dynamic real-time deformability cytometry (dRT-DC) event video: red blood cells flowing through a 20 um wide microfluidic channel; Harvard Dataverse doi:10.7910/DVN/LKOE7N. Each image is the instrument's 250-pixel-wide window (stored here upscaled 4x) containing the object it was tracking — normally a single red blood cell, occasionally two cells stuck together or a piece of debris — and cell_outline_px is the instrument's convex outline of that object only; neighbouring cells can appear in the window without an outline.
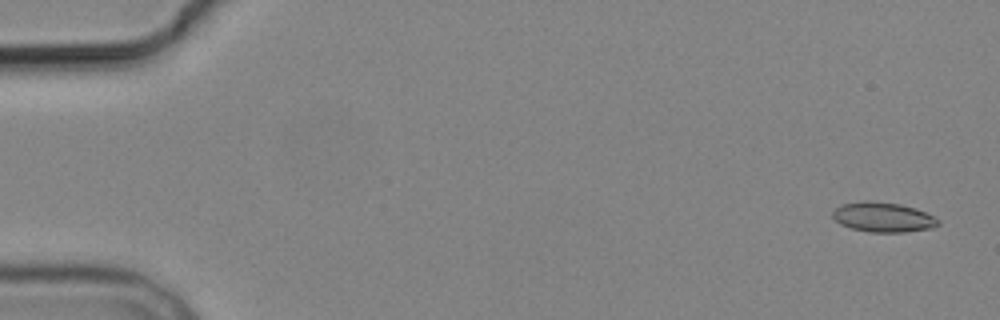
{"species": "common noctule bat (a hibernating species)", "species_latin": "Nyctalus noctula", "temperature_condition": "cold", "stored_images_in_passage": 5, "camera_frame_rate_fps": 3000, "um_per_image_px": 0.085, "animal": {"sex": "male", "body_mass_g": 19.2, "forearm_length_mm": 51.8}, "frame": {"image": 1, "passage_image": 1, "time_ms": 0.0, "image_size_px": [1000, 320], "cell_outline_px": [[940, 224], [932, 228], [904, 232], [868, 232], [852, 228], [840, 224], [832, 216], [832, 212], [840, 204], [900, 204], [916, 208], [940, 220]], "centroid_in_image_um": [75.11, 18.52], "position_along_channel_um": 9.9, "area_um2": 17.46}}
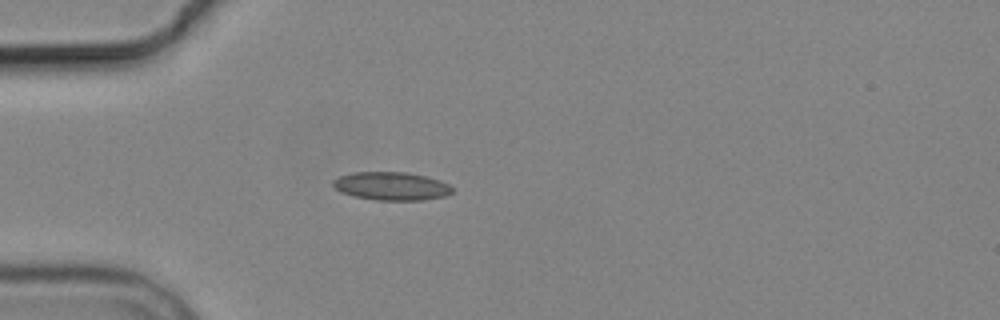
{"frame": {"image": 2, "passage_image": 5, "time_ms": 4.667, "image_size_px": [1000, 320], "cell_outline_px": [[452, 192], [444, 196], [420, 200], [376, 200], [356, 196], [340, 192], [332, 184], [332, 180], [340, 176], [356, 172], [408, 172], [440, 180], [448, 184], [452, 188]], "centroid_in_image_um": [33.26, 15.81], "position_along_channel_um": 51.7, "area_um2": 19.42}}